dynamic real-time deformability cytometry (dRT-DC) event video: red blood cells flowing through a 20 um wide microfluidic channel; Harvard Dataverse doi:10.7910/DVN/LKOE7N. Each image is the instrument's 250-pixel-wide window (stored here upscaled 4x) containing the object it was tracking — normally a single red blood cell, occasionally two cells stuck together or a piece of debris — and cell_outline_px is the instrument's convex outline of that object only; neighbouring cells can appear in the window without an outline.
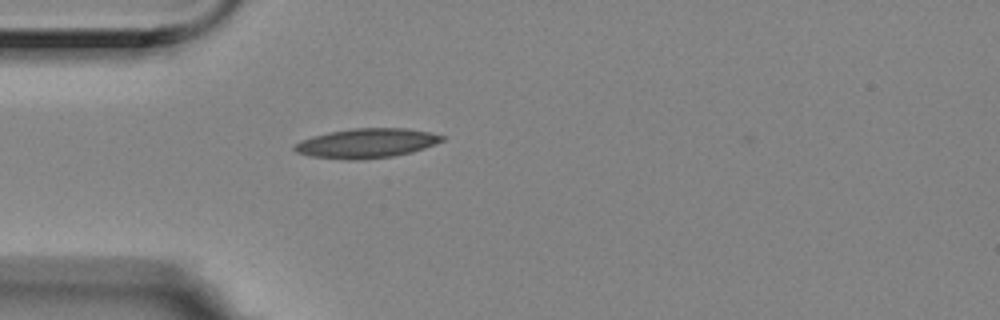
{"species": "Egyptian fruit bat (a non-hibernating species)", "species_latin": "Rousettus aegyptiacus", "temperature_condition": "room temperature", "stored_images_in_passage": 4, "camera_frame_rate_fps": 3000, "um_per_image_px": 0.085, "animal": {"sex": "female"}, "frame": {"image": 1, "passage_image": 4, "time_ms": 1.0, "image_size_px": [1000, 320], "cell_outline_px": [[444, 140], [436, 144], [412, 152], [392, 156], [360, 160], [348, 160], [308, 156], [296, 152], [292, 148], [300, 140], [312, 136], [328, 132], [352, 128], [408, 128], [428, 132], [444, 136]], "centroid_in_image_um": [31.13, 12.17], "position_along_channel_um": 53.9, "area_um2": 25.49}}